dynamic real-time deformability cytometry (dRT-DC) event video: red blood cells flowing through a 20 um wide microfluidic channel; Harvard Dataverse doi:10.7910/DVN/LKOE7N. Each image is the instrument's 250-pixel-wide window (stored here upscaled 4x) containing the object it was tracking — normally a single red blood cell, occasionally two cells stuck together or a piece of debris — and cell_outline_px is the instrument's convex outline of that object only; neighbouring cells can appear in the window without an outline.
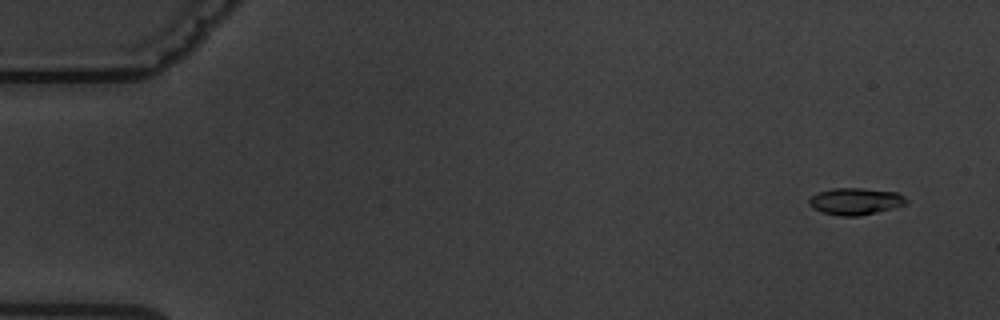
{"species": "common noctule bat (a hibernating species)", "species_latin": "Nyctalus noctula", "temperature_condition": "warm", "stored_images_in_passage": 5, "camera_frame_rate_fps": 3000, "um_per_image_px": 0.085, "animal": {"sex": "male", "body_mass_g": 19.5, "forearm_length_mm": 54.6}, "frame": {"image": 1, "passage_image": 1, "time_ms": 0.0, "image_size_px": [1000, 320], "cell_outline_px": [[908, 204], [860, 216], [840, 216], [820, 212], [812, 208], [808, 204], [808, 200], [816, 192], [832, 188], [860, 188], [896, 192], [904, 196], [908, 200]], "centroid_in_image_um": [72.68, 17.11], "position_along_channel_um": 12.3, "area_um2": 15.37}}
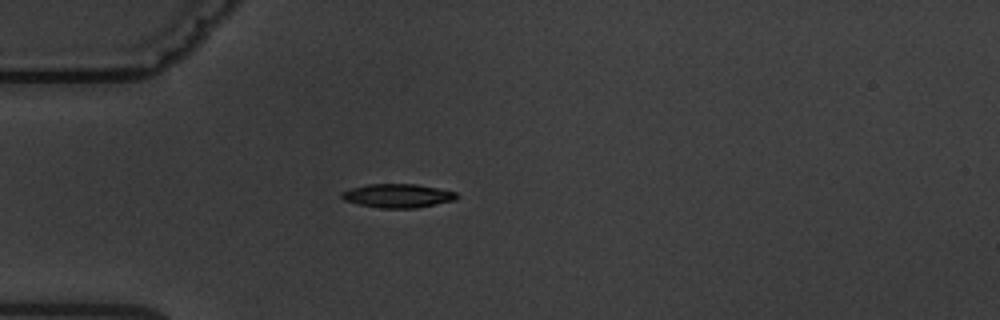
{"frame": {"image": 2, "passage_image": 5, "time_ms": 4.333, "image_size_px": [1000, 320], "cell_outline_px": [[460, 196], [456, 200], [416, 208], [380, 208], [360, 204], [344, 200], [340, 196], [340, 192], [352, 188], [368, 184], [416, 184], [456, 192]], "centroid_in_image_um": [33.82, 16.64], "position_along_channel_um": 51.2, "area_um2": 15.9}}